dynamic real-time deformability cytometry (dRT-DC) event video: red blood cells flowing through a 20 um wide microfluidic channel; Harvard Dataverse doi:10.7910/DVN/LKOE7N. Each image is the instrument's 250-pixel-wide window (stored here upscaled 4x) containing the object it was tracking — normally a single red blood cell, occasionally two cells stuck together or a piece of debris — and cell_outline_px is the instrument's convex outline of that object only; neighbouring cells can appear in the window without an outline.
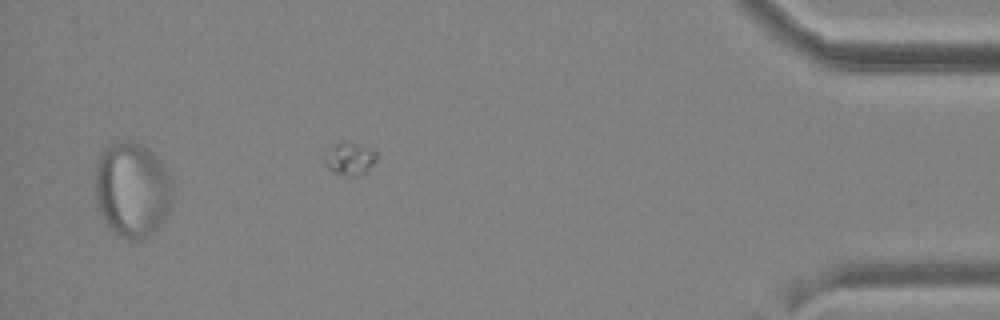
{"species": "common noctule bat (a hibernating species)", "species_latin": "Nyctalus noctula", "temperature_condition": "cold", "stored_images_in_passage": 20, "segment_of_instrument_passage": [2, 2], "camera_frame_rate_fps": 3000, "um_per_image_px": 0.085, "animal": {"sex": "male", "body_mass_g": 19.2, "forearm_length_mm": 51.8}, "frame": {"image": 1, "passage_image": 20, "time_ms": 23.333, "image_size_px": [1000, 320], "cell_outline_px": [[376, 160], [360, 176], [348, 176], [336, 172], [328, 168], [324, 164], [320, 156], [332, 144], [344, 140], [376, 148]], "centroid_in_image_um": [29.67, 13.43], "position_along_channel_um": 405.5, "area_um2": 10.4}}